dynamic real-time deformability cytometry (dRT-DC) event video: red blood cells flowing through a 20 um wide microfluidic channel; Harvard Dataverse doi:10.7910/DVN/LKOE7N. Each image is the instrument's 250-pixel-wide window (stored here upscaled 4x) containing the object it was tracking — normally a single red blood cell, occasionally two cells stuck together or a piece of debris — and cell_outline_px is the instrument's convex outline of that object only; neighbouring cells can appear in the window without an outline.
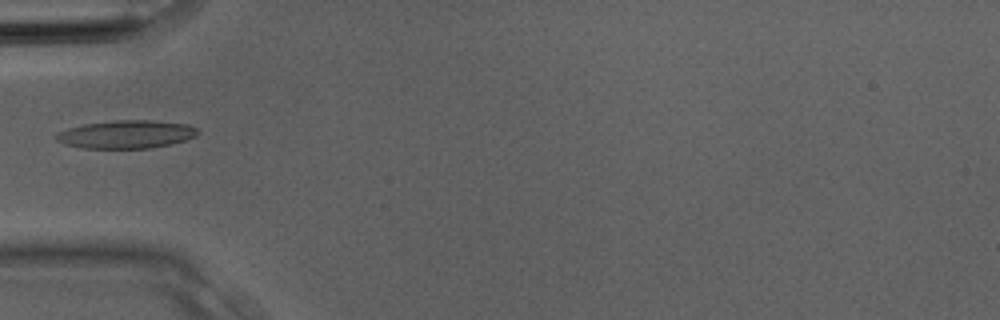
{"species": "Egyptian fruit bat (a non-hibernating species)", "species_latin": "Rousettus aegyptiacus", "temperature_condition": "room temperature", "stored_images_in_passage": 3, "camera_frame_rate_fps": 3000, "um_per_image_px": 0.085, "animal": {"sex": "male"}, "frame": {"image": 1, "passage_image": 3, "time_ms": 0.667, "image_size_px": [1000, 320], "cell_outline_px": [[200, 132], [196, 136], [172, 144], [148, 148], [84, 148], [68, 144], [56, 140], [56, 132], [68, 128], [84, 124], [112, 120], [152, 120], [188, 124], [196, 128]], "centroid_in_image_um": [10.76, 11.41], "position_along_channel_um": 74.2, "area_um2": 23.12}}